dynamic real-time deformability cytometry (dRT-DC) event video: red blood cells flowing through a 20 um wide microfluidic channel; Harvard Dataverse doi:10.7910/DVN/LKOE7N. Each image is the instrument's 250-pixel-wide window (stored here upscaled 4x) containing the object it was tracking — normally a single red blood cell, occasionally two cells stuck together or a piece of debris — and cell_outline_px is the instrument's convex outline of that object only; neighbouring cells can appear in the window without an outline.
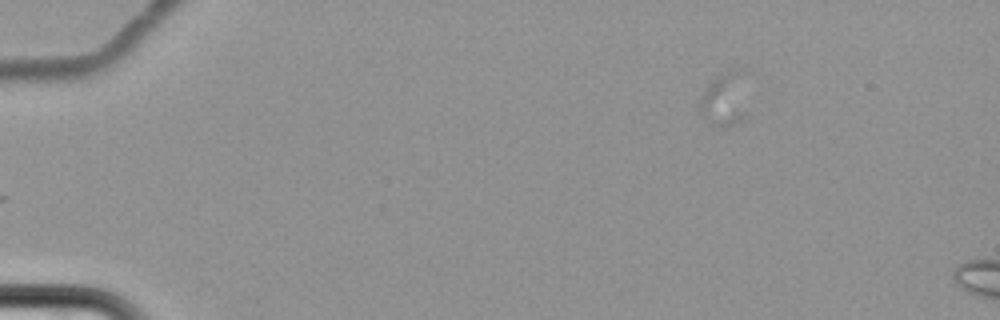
{"species": "common noctule bat (a hibernating species)", "species_latin": "Nyctalus noctula", "temperature_condition": "cold", "stored_images_in_passage": 6, "camera_frame_rate_fps": 3000, "um_per_image_px": 0.085, "animal": {"sex": "female", "body_mass_g": 22.7, "forearm_length_mm": 54.2}, "frame": {"image": 1, "passage_image": 6, "time_ms": 6.333, "image_size_px": [1000, 320], "cell_outline_px": [[744, 116], [740, 120], [724, 128], [712, 128], [700, 116], [696, 104], [700, 96], [728, 68], [732, 68], [736, 72]], "centroid_in_image_um": [61.35, 8.64], "position_along_channel_um": 23.6, "area_um2": 13.7}}